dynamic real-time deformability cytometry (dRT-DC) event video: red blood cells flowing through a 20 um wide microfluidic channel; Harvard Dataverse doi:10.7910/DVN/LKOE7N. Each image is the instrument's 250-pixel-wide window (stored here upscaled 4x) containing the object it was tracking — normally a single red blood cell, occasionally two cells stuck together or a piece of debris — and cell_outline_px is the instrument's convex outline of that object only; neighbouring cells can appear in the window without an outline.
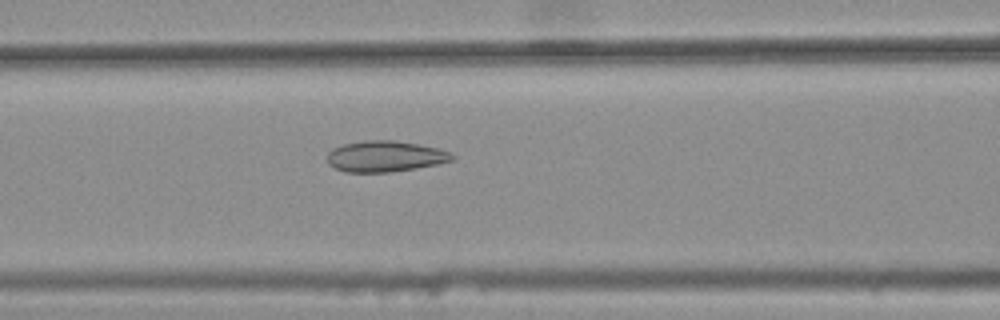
{"species": "common noctule bat (a hibernating species)", "species_latin": "Nyctalus noctula", "temperature_condition": "warm", "stored_images_in_passage": 46, "camera_frame_rate_fps": 3000, "um_per_image_px": 0.085, "animal": {"sex": "female", "body_mass_g": 25.1}, "frame": {"image": 1, "passage_image": 21, "time_ms": 6.667, "image_size_px": [1000, 320], "cell_outline_px": [[456, 156], [452, 160], [436, 164], [416, 168], [388, 172], [344, 172], [328, 164], [328, 152], [332, 148], [344, 144], [368, 140], [396, 140], [436, 148], [452, 152]], "centroid_in_image_um": [32.73, 13.29], "position_along_channel_um": 133.9, "area_um2": 22.43}}
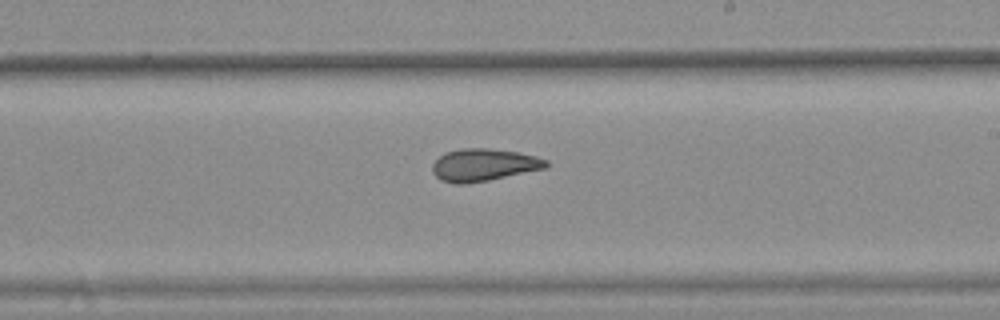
{"frame": {"image": 2, "passage_image": 30, "time_ms": 9.667, "image_size_px": [1000, 320], "cell_outline_px": [[552, 164], [544, 168], [488, 180], [464, 184], [456, 184], [440, 180], [432, 172], [432, 164], [444, 152], [460, 148], [488, 148], [516, 152], [536, 156], [548, 160]], "centroid_in_image_um": [41.1, 14.01], "position_along_channel_um": 247.9, "area_um2": 21.44}}
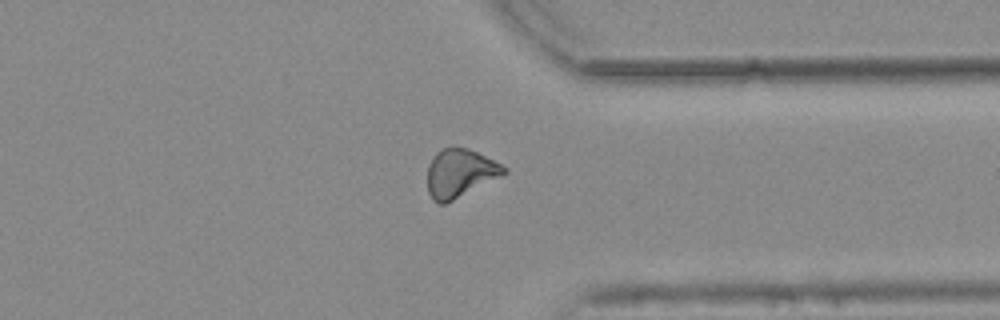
{"frame": {"image": 3, "passage_image": 40, "time_ms": 13.0, "image_size_px": [1000, 320], "cell_outline_px": [[508, 172], [444, 204], [440, 204], [432, 200], [428, 192], [428, 164], [436, 152], [452, 144], [468, 148], [508, 168]], "centroid_in_image_um": [39.05, 14.68], "position_along_channel_um": 372.3, "area_um2": 21.39}, "authors_computed_cell_mechanics": {"area_um2": 21.675, "velocity_mm_per_s": 3.8057, "shape_relaxation_time_tau1_ms": null, "shape_relaxation_time_tau2_ms": 3.3072, "deformation_change_tau1": null, "deformation_change_tau2": 0.1173}}